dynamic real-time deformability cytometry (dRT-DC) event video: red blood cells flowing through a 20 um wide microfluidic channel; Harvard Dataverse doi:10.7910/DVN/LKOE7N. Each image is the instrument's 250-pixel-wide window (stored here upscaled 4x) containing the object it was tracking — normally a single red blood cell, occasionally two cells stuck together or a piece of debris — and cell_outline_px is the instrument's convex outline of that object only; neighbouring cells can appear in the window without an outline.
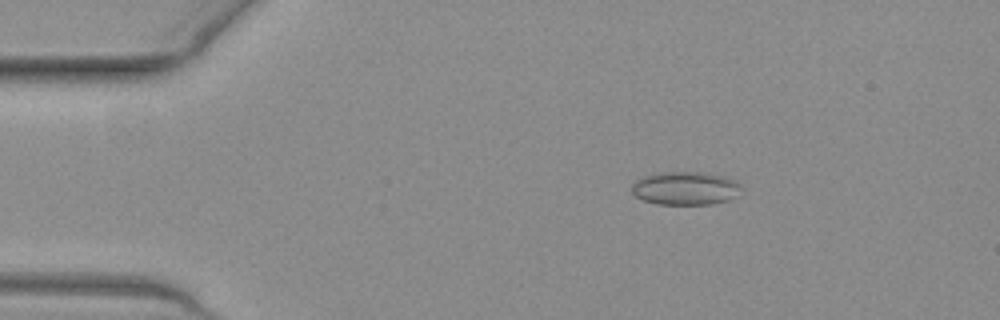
{"species": "common noctule bat (a hibernating species)", "species_latin": "Nyctalus noctula", "temperature_condition": "warm", "stored_images_in_passage": 52, "camera_frame_rate_fps": 3000, "um_per_image_px": 0.085, "animal": {"sex": "female", "body_mass_g": 19.3, "forearm_length_mm": 54.1}, "frame": {"image": 1, "passage_image": 9, "time_ms": 2.667, "image_size_px": [1000, 320], "cell_outline_px": [[744, 188], [740, 196], [728, 200], [712, 204], [656, 204], [644, 200], [636, 196], [632, 192], [632, 184], [636, 180], [644, 176], [660, 172], [704, 172], [724, 176], [736, 180]], "centroid_in_image_um": [58.33, 16.0], "position_along_channel_um": 26.7, "area_um2": 21.62}}
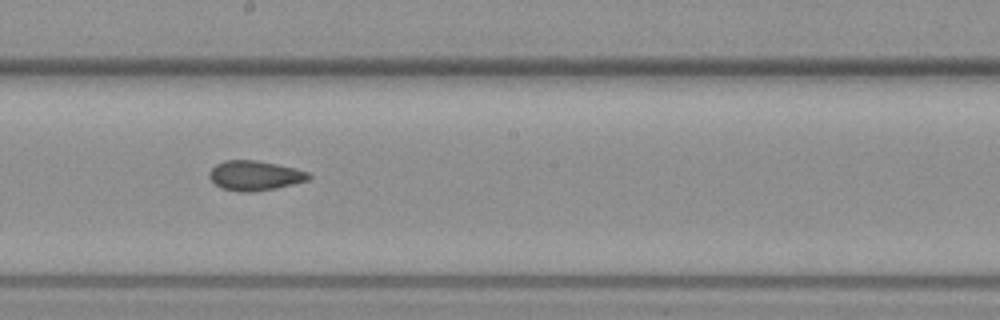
{"frame": {"image": 2, "passage_image": 29, "time_ms": 9.333, "image_size_px": [1000, 320], "cell_outline_px": [[312, 176], [308, 180], [276, 188], [252, 192], [240, 192], [224, 188], [216, 184], [208, 176], [208, 172], [216, 164], [224, 160], [256, 160], [296, 168], [308, 172]], "centroid_in_image_um": [21.66, 14.91], "position_along_channel_um": 226.5, "area_um2": 17.17}}
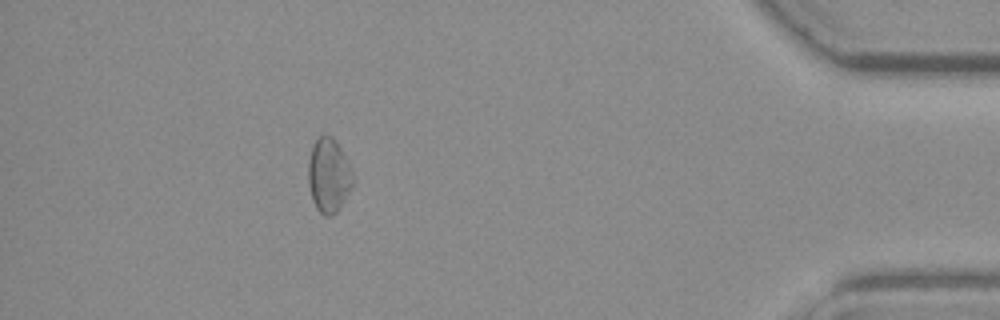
{"frame": {"image": 3, "passage_image": 47, "time_ms": 15.333, "image_size_px": [1000, 320], "cell_outline_px": [[352, 184], [336, 212], [328, 216], [324, 216], [316, 208], [312, 200], [308, 184], [308, 160], [312, 144], [320, 136], [332, 136], [336, 140], [352, 168]], "centroid_in_image_um": [27.91, 14.88], "position_along_channel_um": 407.3, "area_um2": 19.13}, "authors_computed_cell_mechanics": {"area_um2": 18.0047, "velocity_mm_per_s": 3.9347, "shape_relaxation_time_tau1_ms": null, "shape_relaxation_time_tau2_ms": 4.5276, "deformation_change_tau1": null, "deformation_change_tau2": 0.1022}}